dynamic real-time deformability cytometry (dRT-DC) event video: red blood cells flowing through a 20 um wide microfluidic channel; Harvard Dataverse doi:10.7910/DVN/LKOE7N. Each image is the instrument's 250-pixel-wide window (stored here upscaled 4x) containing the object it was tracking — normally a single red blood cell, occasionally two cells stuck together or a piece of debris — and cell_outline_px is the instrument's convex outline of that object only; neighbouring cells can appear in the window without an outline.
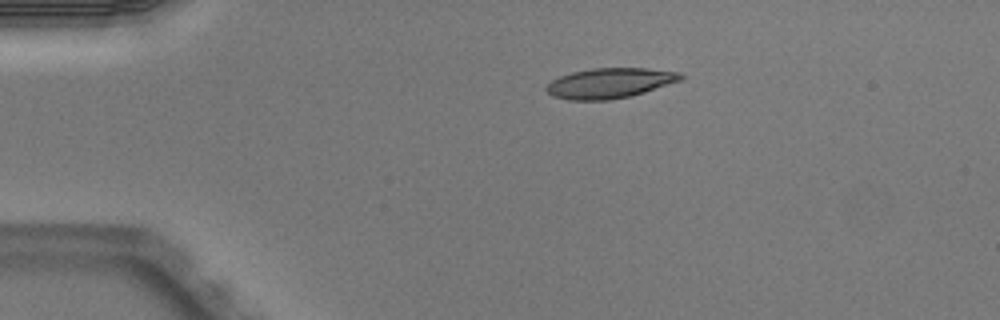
{"species": "Egyptian fruit bat (a non-hibernating species)", "species_latin": "Rousettus aegyptiacus", "temperature_condition": "warm", "stored_images_in_passage": 2, "camera_frame_rate_fps": 3000, "um_per_image_px": 0.085, "animal": {"sex": "male"}, "frame": {"image": 1, "passage_image": 1, "time_ms": 0.0, "image_size_px": [1000, 320], "cell_outline_px": [[684, 76], [680, 80], [632, 96], [608, 100], [568, 100], [552, 96], [544, 88], [552, 80], [560, 76], [572, 72], [592, 68], [644, 68], [680, 72]], "centroid_in_image_um": [51.8, 7.07], "position_along_channel_um": 33.2, "area_um2": 23.52}}